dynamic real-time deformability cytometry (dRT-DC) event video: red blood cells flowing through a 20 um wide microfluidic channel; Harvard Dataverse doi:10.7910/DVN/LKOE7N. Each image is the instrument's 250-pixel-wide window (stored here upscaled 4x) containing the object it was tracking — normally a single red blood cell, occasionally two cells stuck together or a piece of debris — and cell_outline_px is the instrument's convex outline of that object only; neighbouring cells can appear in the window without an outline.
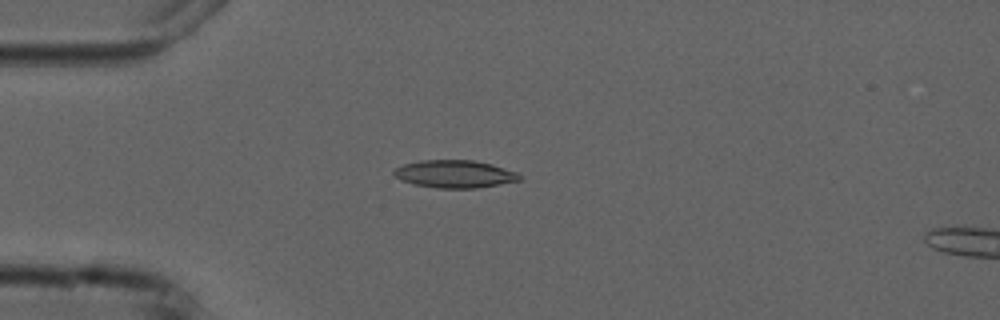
{"species": "common noctule bat (a hibernating species)", "species_latin": "Nyctalus noctula", "temperature_condition": "cold", "stored_images_in_passage": 4, "camera_frame_rate_fps": 3000, "um_per_image_px": 0.085, "animal": {"sex": "male", "forearm_length_mm": 52.5}, "frame": {"image": 1, "passage_image": 4, "time_ms": 3.333, "image_size_px": [1000, 320], "cell_outline_px": [[520, 180], [500, 184], [476, 188], [436, 188], [412, 184], [400, 180], [392, 172], [396, 168], [404, 164], [420, 160], [472, 160], [492, 164], [516, 172], [520, 176]], "centroid_in_image_um": [38.62, 14.79], "position_along_channel_um": 46.4, "area_um2": 20.17}}